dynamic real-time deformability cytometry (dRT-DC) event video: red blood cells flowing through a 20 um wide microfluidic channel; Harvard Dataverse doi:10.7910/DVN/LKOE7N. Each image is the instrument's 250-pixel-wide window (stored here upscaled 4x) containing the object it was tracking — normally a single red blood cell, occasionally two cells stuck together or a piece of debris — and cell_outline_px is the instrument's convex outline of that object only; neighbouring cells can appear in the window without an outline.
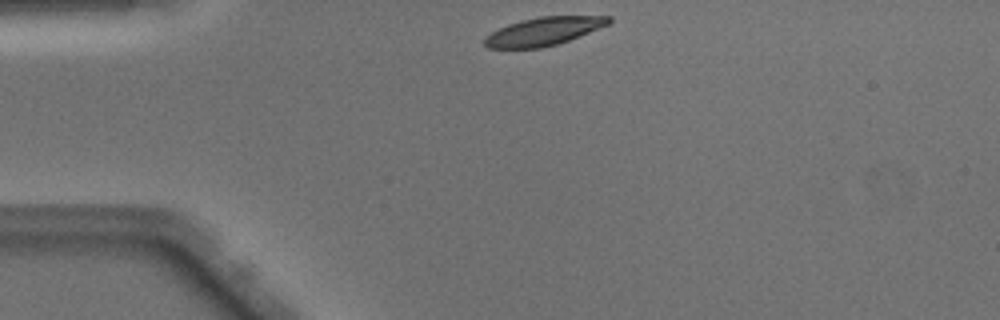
{"species": "Egyptian fruit bat (a non-hibernating species)", "species_latin": "Rousettus aegyptiacus", "temperature_condition": "warm", "stored_images_in_passage": 39, "camera_frame_rate_fps": 3000, "um_per_image_px": 0.085, "animal": {"sex": "male"}, "frame": {"image": 1, "passage_image": 1, "time_ms": 0.0, "image_size_px": [1000, 320], "cell_outline_px": [[612, 20], [608, 24], [568, 40], [556, 44], [540, 48], [488, 48], [484, 44], [484, 40], [492, 32], [508, 24], [520, 20], [540, 16], [612, 16]], "centroid_in_image_um": [46.2, 2.65], "position_along_channel_um": 38.8, "area_um2": 20.06}}
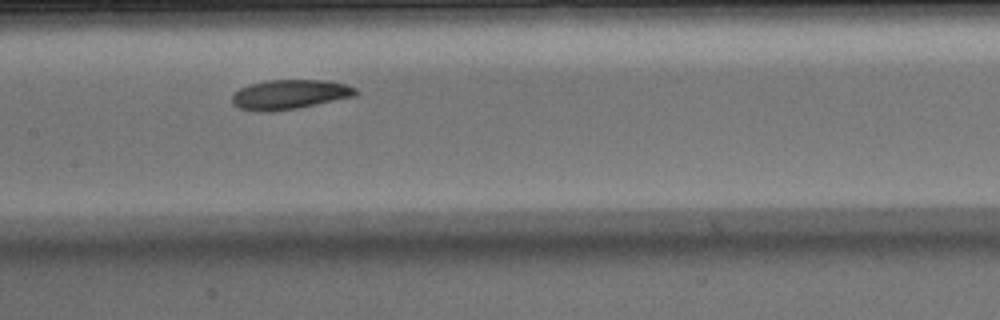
{"frame": {"image": 2, "passage_image": 14, "time_ms": 4.333, "image_size_px": [1000, 320], "cell_outline_px": [[356, 96], [296, 108], [272, 112], [256, 112], [240, 108], [232, 104], [232, 92], [248, 84], [264, 80], [328, 80], [344, 84], [356, 88]], "centroid_in_image_um": [24.55, 8.03], "position_along_channel_um": 182.8, "area_um2": 21.5}}
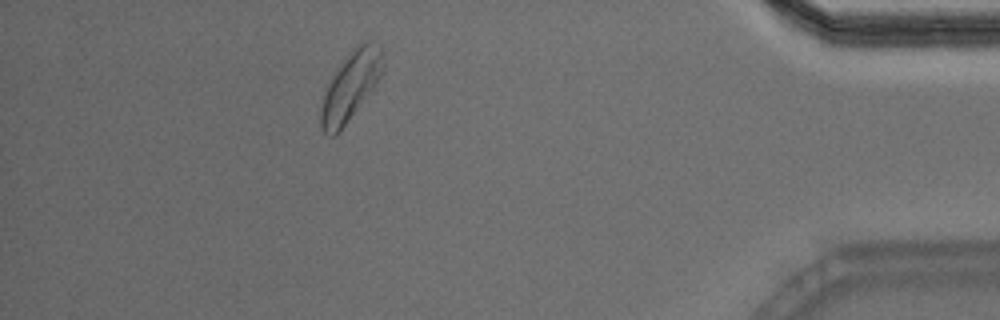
{"frame": {"image": 3, "passage_image": 34, "time_ms": 11.0, "image_size_px": [1000, 320], "cell_outline_px": [[384, 64], [380, 76], [376, 84], [340, 132], [336, 136], [328, 136], [324, 132], [320, 124], [320, 108], [324, 92], [328, 84], [352, 48], [368, 40], [372, 40], [380, 44]], "centroid_in_image_um": [29.8, 7.33], "position_along_channel_um": 405.4, "area_um2": 24.62}, "authors_computed_cell_mechanics": {"area_um2": 21.5016, "velocity_mm_per_s": 4.0481, "shape_relaxation_time_tau1_ms": 7.6539, "shape_relaxation_time_tau2_ms": 5.1863, "deformation_change_tau1": 0.1897, "deformation_change_tau2": 0.1146}}